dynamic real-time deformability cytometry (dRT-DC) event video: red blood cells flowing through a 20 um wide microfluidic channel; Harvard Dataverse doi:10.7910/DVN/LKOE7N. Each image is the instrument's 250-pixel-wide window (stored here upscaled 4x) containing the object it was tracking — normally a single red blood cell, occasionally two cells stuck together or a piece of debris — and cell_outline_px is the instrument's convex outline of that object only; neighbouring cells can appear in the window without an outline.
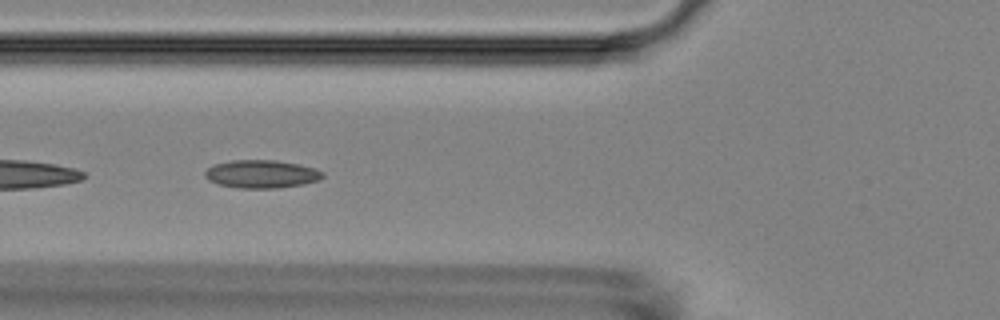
{"species": "Egyptian fruit bat (a non-hibernating species)", "species_latin": "Rousettus aegyptiacus", "temperature_condition": "room temperature", "stored_images_in_passage": 6, "camera_frame_rate_fps": 3000, "um_per_image_px": 0.085, "animal": {"sex": "female"}, "frame": {"image": 1, "passage_image": 4, "time_ms": 3.333, "image_size_px": [1000, 320], "cell_outline_px": [[324, 176], [320, 180], [304, 184], [276, 188], [236, 188], [220, 184], [208, 180], [204, 176], [204, 172], [212, 164], [232, 160], [276, 160], [300, 164], [324, 172]], "centroid_in_image_um": [22.22, 14.79], "position_along_channel_um": 103.6, "area_um2": 19.36}}
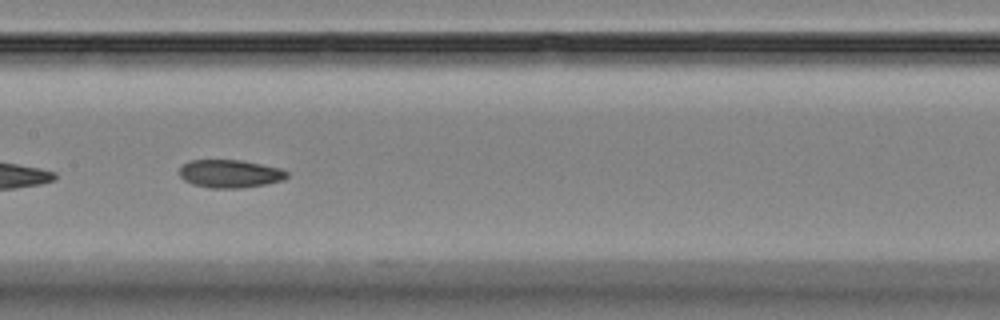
{"frame": {"image": 2, "passage_image": 6, "time_ms": 5.667, "image_size_px": [1000, 320], "cell_outline_px": [[288, 176], [284, 180], [264, 184], [240, 188], [212, 188], [192, 184], [184, 180], [180, 176], [180, 168], [188, 160], [240, 160], [280, 168], [288, 172]], "centroid_in_image_um": [19.54, 14.76], "position_along_channel_um": 187.9, "area_um2": 17.46}}